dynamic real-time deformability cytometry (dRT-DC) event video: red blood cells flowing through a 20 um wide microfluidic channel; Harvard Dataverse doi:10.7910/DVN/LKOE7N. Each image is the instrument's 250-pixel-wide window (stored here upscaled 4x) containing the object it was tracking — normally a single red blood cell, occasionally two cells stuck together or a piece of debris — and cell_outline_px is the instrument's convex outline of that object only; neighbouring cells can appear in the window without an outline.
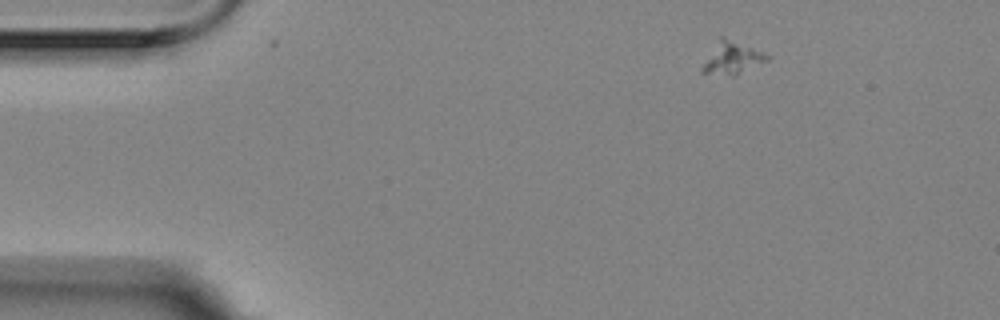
{"species": "Egyptian fruit bat (a non-hibernating species)", "species_latin": "Rousettus aegyptiacus", "temperature_condition": "room temperature", "stored_images_in_passage": 4, "segment_of_instrument_passage": [1, 2], "camera_frame_rate_fps": 3000, "um_per_image_px": 0.085, "animal": {"sex": "female"}, "frame": {"image": 1, "passage_image": 1, "time_ms": 0.0, "image_size_px": [1000, 320], "cell_outline_px": [[768, 60], [736, 76], [732, 76], [700, 72], [700, 68], [720, 36], [724, 36], [752, 48], [768, 56]], "centroid_in_image_um": [62.18, 4.95], "position_along_channel_um": 22.8, "area_um2": 11.96}}
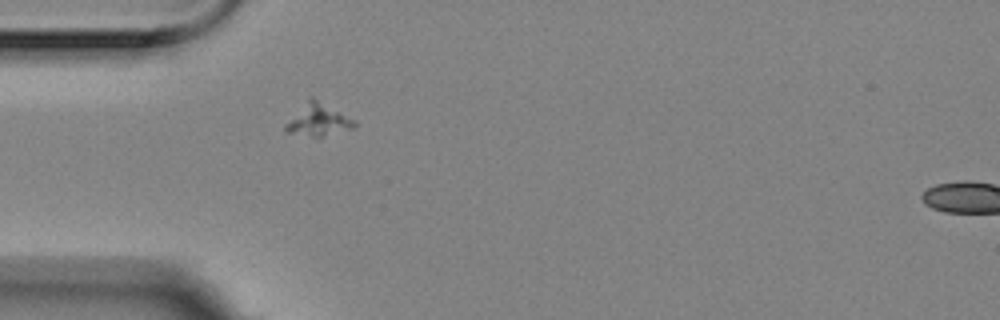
{"frame": {"image": 2, "passage_image": 3, "time_ms": 0.667, "image_size_px": [1000, 320], "cell_outline_px": [[356, 128], [320, 136], [312, 136], [284, 132], [284, 124], [308, 96], [312, 96], [356, 120]], "centroid_in_image_um": [27.02, 10.16], "position_along_channel_um": 58.0, "area_um2": 13.12}}